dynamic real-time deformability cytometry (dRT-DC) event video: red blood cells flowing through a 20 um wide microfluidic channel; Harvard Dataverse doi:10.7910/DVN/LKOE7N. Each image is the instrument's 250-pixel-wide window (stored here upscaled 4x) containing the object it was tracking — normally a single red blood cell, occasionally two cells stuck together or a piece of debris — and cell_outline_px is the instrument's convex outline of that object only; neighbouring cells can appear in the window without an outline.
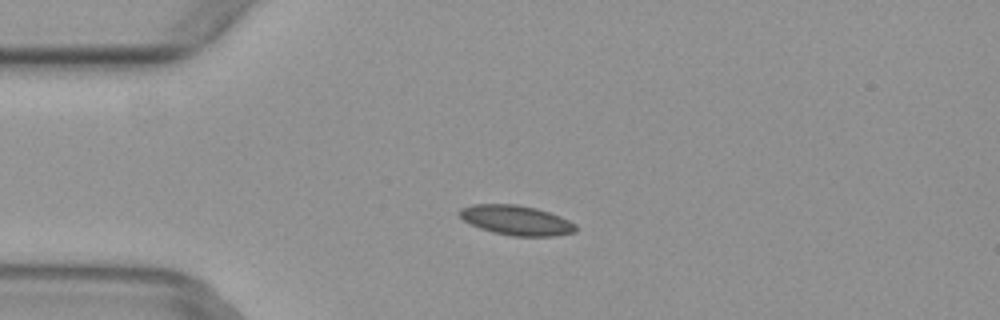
{"species": "common noctule bat (a hibernating species)", "species_latin": "Nyctalus noctula", "temperature_condition": "warm", "stored_images_in_passage": 4, "camera_frame_rate_fps": 3000, "um_per_image_px": 0.085, "animal": {"sex": "female", "body_mass_g": 29.2, "forearm_length_mm": 56.3}, "frame": {"image": 1, "passage_image": 4, "time_ms": 1.0, "image_size_px": [1000, 320], "cell_outline_px": [[576, 232], [556, 236], [512, 236], [492, 232], [480, 228], [464, 220], [456, 212], [460, 208], [472, 204], [516, 204], [536, 208], [560, 216], [576, 224]], "centroid_in_image_um": [43.87, 18.72], "position_along_channel_um": 41.1, "area_um2": 20.23}}